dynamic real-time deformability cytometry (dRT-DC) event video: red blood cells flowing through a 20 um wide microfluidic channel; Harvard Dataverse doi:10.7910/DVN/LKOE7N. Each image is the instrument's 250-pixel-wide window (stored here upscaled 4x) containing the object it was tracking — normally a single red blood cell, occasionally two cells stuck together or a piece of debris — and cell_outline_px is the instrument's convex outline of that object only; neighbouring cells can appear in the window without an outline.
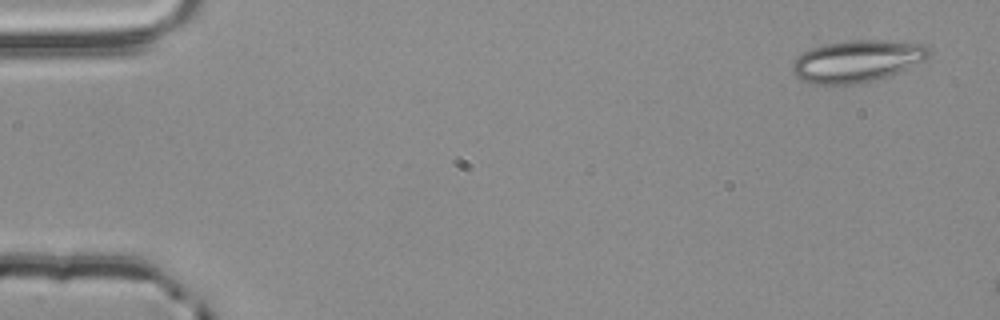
{"species": "common noctule bat (a hibernating species)", "species_latin": "Nyctalus noctula", "temperature_condition": "room temperature", "stored_images_in_passage": 3, "camera_frame_rate_fps": 3000, "um_per_image_px": 0.085, "animal": {"sex": "male", "body_mass_g": 20.4}, "frame": {"image": 1, "passage_image": 1, "time_ms": 0.0, "image_size_px": [1000, 320], "cell_outline_px": [[932, 52], [924, 60], [888, 76], [876, 80], [852, 84], [812, 84], [800, 80], [792, 72], [792, 60], [804, 52], [812, 48], [824, 44], [848, 40], [880, 40], [928, 44]], "centroid_in_image_um": [72.84, 5.19], "position_along_channel_um": 12.2, "area_um2": 33.47}}